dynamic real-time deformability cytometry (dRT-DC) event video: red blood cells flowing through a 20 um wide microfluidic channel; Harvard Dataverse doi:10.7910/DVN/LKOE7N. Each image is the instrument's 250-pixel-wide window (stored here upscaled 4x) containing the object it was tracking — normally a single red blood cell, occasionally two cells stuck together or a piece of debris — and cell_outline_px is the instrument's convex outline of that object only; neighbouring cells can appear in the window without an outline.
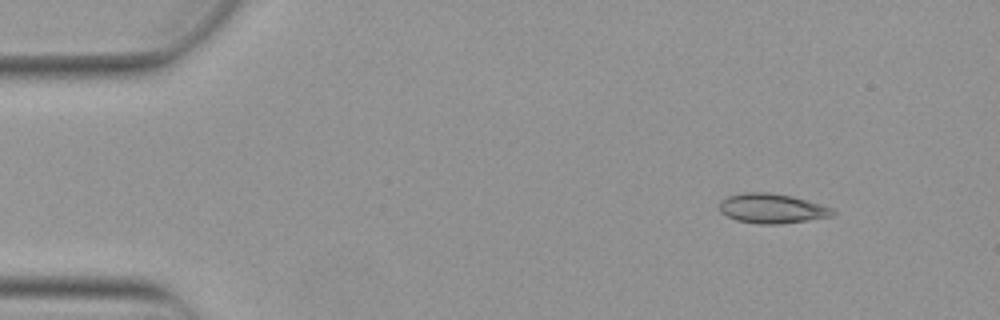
{"species": "Egyptian fruit bat (a non-hibernating species)", "species_latin": "Rousettus aegyptiacus", "temperature_condition": "warm", "stored_images_in_passage": 5, "camera_frame_rate_fps": 3000, "um_per_image_px": 0.085, "animal": {"sex": "female"}, "frame": {"image": 1, "passage_image": 5, "time_ms": 1.333, "image_size_px": [1000, 320], "cell_outline_px": [[836, 212], [832, 216], [808, 220], [780, 224], [760, 224], [736, 220], [720, 212], [720, 200], [728, 196], [744, 192], [768, 192], [792, 196], [820, 204], [832, 208]], "centroid_in_image_um": [65.61, 17.71], "position_along_channel_um": 19.4, "area_um2": 19.54}}